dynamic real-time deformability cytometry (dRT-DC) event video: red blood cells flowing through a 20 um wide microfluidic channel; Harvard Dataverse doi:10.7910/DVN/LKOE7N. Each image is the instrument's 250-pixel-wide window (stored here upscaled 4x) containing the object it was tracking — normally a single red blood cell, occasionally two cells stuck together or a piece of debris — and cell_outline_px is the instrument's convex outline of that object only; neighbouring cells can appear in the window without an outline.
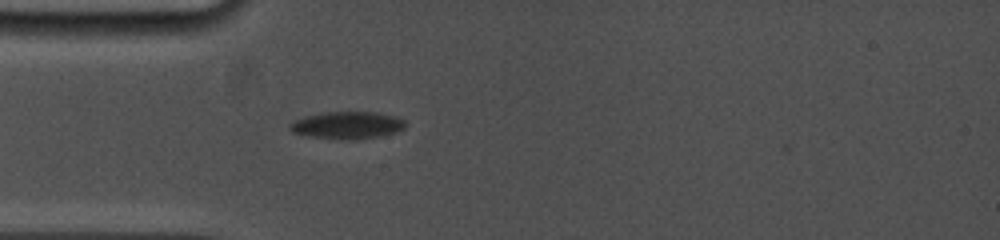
{"species": "common noctule bat (a hibernating species)", "species_latin": "Nyctalus noctula", "temperature_condition": "cold", "stored_images_in_passage": 37, "camera_frame_rate_fps": 5000, "um_per_image_px": 0.085, "animal": {"sex": "female", "body_mass_g": 19.0, "forearm_length_mm": 53.3}, "frame": {"image": 1, "passage_image": 2, "time_ms": 0.2, "image_size_px": [1000, 240], "cell_outline_px": [[404, 128], [396, 132], [356, 140], [340, 140], [308, 136], [292, 132], [288, 128], [288, 124], [304, 116], [324, 112], [376, 112], [396, 116], [404, 120]], "centroid_in_image_um": [29.47, 10.64], "position_along_channel_um": 55.5, "area_um2": 18.44}}
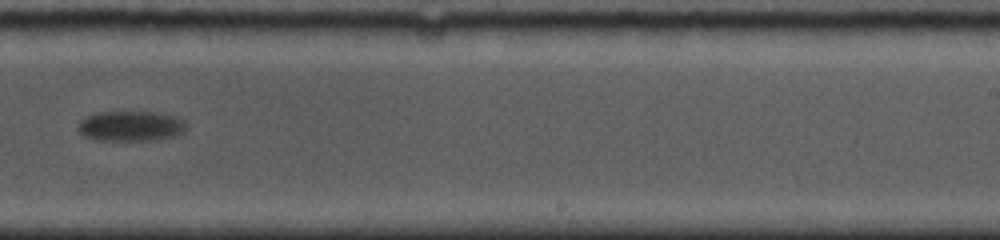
{"frame": {"image": 2, "passage_image": 17, "time_ms": 6.6, "image_size_px": [1000, 240], "cell_outline_px": [[184, 132], [176, 136], [152, 140], [96, 140], [84, 136], [80, 132], [80, 120], [96, 112], [156, 112], [176, 116], [184, 120]], "centroid_in_image_um": [11.13, 10.71], "position_along_channel_um": 277.9, "area_um2": 18.9}}
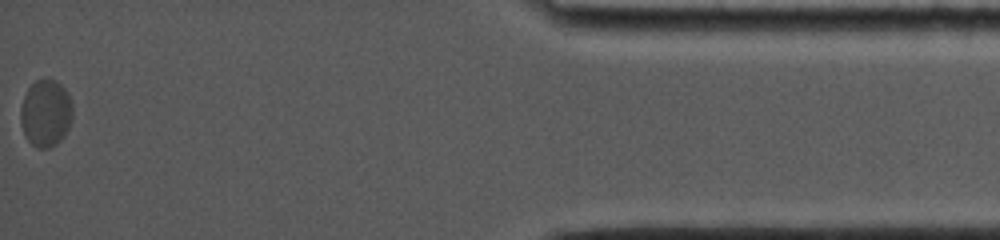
{"frame": {"image": 3, "passage_image": 37, "time_ms": 12.8, "image_size_px": [1000, 240], "cell_outline_px": [[72, 120], [64, 136], [56, 144], [48, 148], [36, 148], [24, 136], [20, 120], [20, 108], [24, 96], [28, 88], [36, 80], [48, 76], [56, 80], [68, 92], [72, 100]], "centroid_in_image_um": [3.89, 9.59], "position_along_channel_um": 431.3, "area_um2": 20.81}, "authors_computed_cell_mechanics": {"area_um2": 19.9988, "velocity_mm_per_s": 3.549, "shape_relaxation_time_tau1_ms": 1.0648, "shape_relaxation_time_tau2_ms": null, "deformation_change_tau1": 0.0593, "deformation_change_tau2": null}}